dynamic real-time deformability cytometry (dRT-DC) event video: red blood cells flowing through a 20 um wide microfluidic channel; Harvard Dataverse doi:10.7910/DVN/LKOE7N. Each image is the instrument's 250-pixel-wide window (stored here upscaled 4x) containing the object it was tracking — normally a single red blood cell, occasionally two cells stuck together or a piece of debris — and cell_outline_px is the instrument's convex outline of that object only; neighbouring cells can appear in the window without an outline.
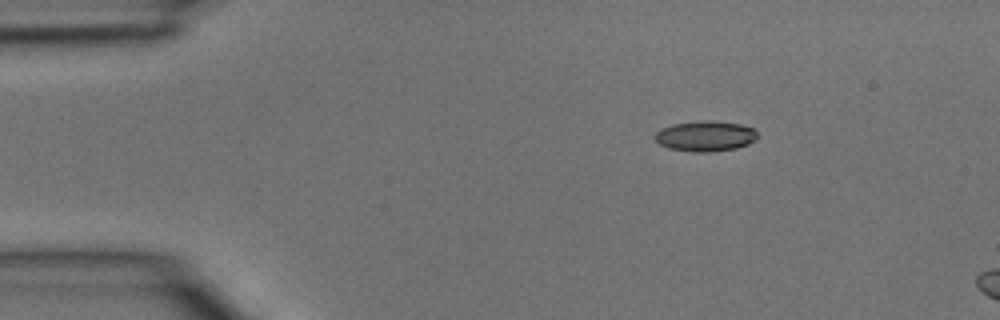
{"species": "common noctule bat (a hibernating species)", "species_latin": "Nyctalus noctula", "temperature_condition": "room temperature", "stored_images_in_passage": 3, "camera_frame_rate_fps": 3000, "um_per_image_px": 0.085, "animal": {"sex": "male", "body_mass_g": 15.6}, "frame": {"image": 1, "passage_image": 1, "time_ms": 0.0, "image_size_px": [1000, 320], "cell_outline_px": [[760, 136], [756, 140], [748, 144], [736, 148], [708, 152], [692, 152], [668, 148], [660, 144], [656, 140], [656, 132], [660, 128], [672, 124], [700, 120], [716, 120], [740, 124], [756, 128]], "centroid_in_image_um": [60.01, 11.55], "position_along_channel_um": 25.0, "area_um2": 18.55}}